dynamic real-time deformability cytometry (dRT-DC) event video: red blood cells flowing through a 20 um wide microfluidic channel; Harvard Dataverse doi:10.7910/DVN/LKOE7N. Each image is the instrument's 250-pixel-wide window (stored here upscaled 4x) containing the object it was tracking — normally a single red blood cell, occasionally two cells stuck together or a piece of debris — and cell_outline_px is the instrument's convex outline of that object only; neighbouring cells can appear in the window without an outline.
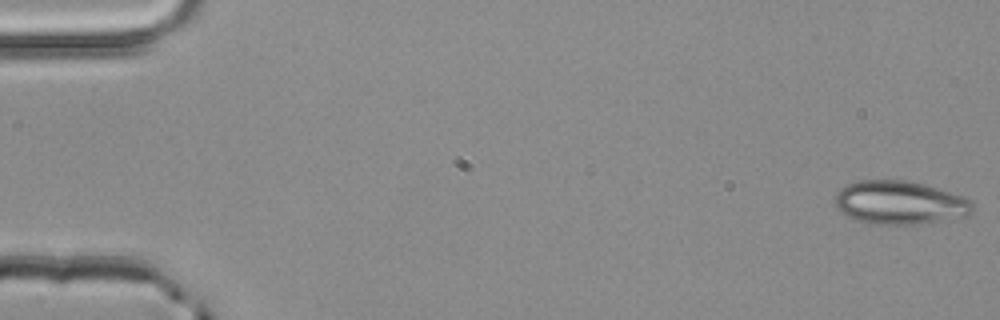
{"species": "common noctule bat (a hibernating species)", "species_latin": "Nyctalus noctula", "temperature_condition": "room temperature", "stored_images_in_passage": 51, "camera_frame_rate_fps": 3000, "um_per_image_px": 0.085, "animal": {"sex": "male", "body_mass_g": 20.4}, "frame": {"image": 1, "passage_image": 1, "time_ms": 0.0, "image_size_px": [1000, 320], "cell_outline_px": [[972, 212], [968, 216], [916, 224], [864, 224], [840, 212], [836, 208], [836, 192], [840, 188], [856, 180], [908, 180], [924, 184], [964, 196], [972, 200]], "centroid_in_image_um": [76.46, 17.22], "position_along_channel_um": 8.5, "area_um2": 35.08}}
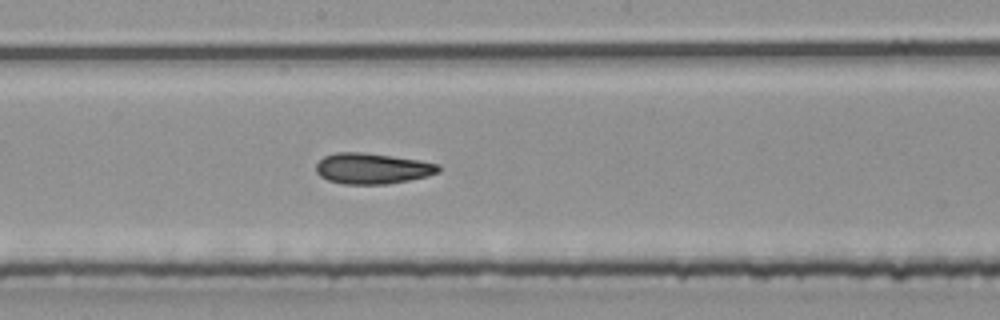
{"frame": {"image": 2, "passage_image": 28, "time_ms": 9.0, "image_size_px": [1000, 320], "cell_outline_px": [[440, 172], [428, 176], [408, 180], [384, 184], [344, 184], [328, 180], [320, 176], [316, 172], [316, 164], [324, 156], [336, 152], [360, 152], [420, 160], [440, 164]], "centroid_in_image_um": [31.65, 14.32], "position_along_channel_um": 216.6, "area_um2": 21.91}}
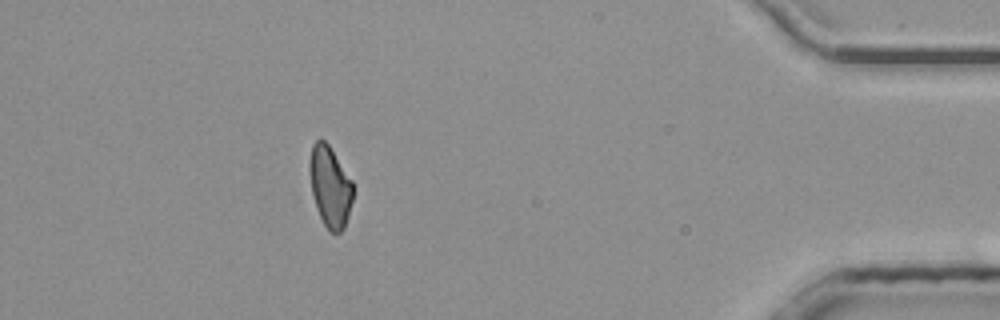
{"frame": {"image": 3, "passage_image": 46, "time_ms": 15.0, "image_size_px": [1000, 320], "cell_outline_px": [[352, 200], [348, 216], [344, 228], [340, 232], [328, 232], [316, 208], [312, 192], [308, 168], [308, 164], [312, 144], [316, 140], [324, 140], [328, 144], [352, 180]], "centroid_in_image_um": [28.03, 15.85], "position_along_channel_um": 407.2, "area_um2": 20.4}, "authors_computed_cell_mechanics": {"area_um2": 21.964, "velocity_mm_per_s": 4.077, "shape_relaxation_time_tau1_ms": 10.9214, "shape_relaxation_time_tau2_ms": 5.7763, "deformation_change_tau1": 0.1951, "deformation_change_tau2": 0.1356}}